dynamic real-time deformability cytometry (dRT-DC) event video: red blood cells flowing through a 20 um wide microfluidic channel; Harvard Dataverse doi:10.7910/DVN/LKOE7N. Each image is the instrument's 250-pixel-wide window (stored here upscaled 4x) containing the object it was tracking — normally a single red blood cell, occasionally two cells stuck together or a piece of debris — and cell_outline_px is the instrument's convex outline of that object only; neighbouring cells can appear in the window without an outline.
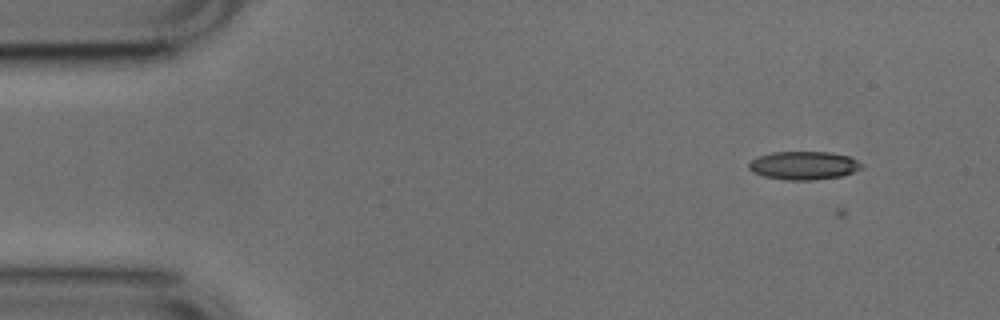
{"species": "common noctule bat (a hibernating species)", "species_latin": "Nyctalus noctula", "temperature_condition": "cold", "stored_images_in_passage": 2, "camera_frame_rate_fps": 3000, "um_per_image_px": 0.085, "animal": {"sex": "male", "body_mass_g": 17.9, "forearm_length_mm": 54.2}, "frame": {"image": 1, "passage_image": 1, "time_ms": 0.0, "image_size_px": [1000, 320], "cell_outline_px": [[864, 168], [840, 176], [812, 180], [788, 180], [764, 176], [752, 172], [748, 168], [748, 164], [756, 156], [772, 152], [828, 152], [848, 156], [864, 164]], "centroid_in_image_um": [68.3, 14.06], "position_along_channel_um": 16.7, "area_um2": 18.61}}